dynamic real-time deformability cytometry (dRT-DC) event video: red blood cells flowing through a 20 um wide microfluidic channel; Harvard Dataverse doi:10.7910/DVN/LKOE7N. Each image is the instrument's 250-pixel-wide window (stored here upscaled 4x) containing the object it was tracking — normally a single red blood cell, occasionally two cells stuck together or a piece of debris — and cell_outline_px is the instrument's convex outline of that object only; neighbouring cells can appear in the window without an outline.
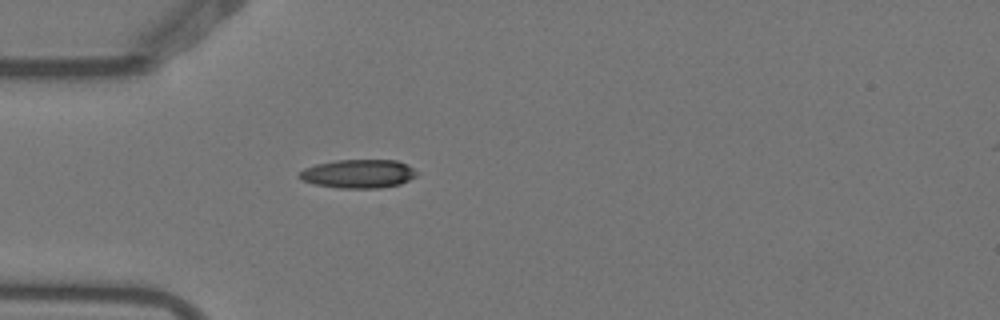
{"species": "Egyptian fruit bat (a non-hibernating species)", "species_latin": "Rousettus aegyptiacus", "temperature_condition": "warm", "stored_images_in_passage": 1, "camera_frame_rate_fps": 3000, "um_per_image_px": 0.085, "animal": {"sex": "female"}, "frame": {"image": 1, "passage_image": 1, "time_ms": 0.0, "image_size_px": [1000, 320], "cell_outline_px": [[420, 172], [416, 176], [400, 184], [380, 188], [340, 188], [316, 184], [300, 180], [296, 176], [304, 168], [316, 164], [336, 160], [396, 160]], "centroid_in_image_um": [30.44, 14.77], "position_along_channel_um": 54.6, "area_um2": 19.59}}